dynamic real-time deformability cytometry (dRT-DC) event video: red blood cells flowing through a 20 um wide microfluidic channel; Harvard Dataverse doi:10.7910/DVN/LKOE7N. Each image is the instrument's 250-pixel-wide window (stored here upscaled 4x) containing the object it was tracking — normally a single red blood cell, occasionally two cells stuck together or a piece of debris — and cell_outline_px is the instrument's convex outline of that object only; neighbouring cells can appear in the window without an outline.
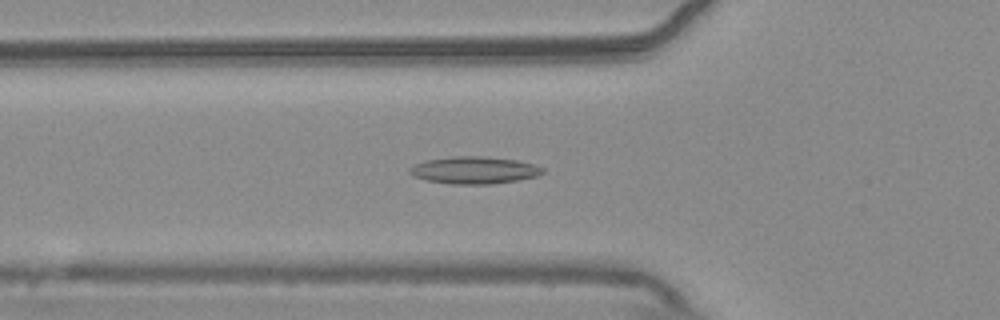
{"species": "common noctule bat (a hibernating species)", "species_latin": "Nyctalus noctula", "temperature_condition": "warm", "stored_images_in_passage": 54, "camera_frame_rate_fps": 3000, "um_per_image_px": 0.085, "animal": {"sex": "male", "body_mass_g": 20.4}, "frame": {"image": 1, "passage_image": 19, "time_ms": 6.0, "image_size_px": [1000, 320], "cell_outline_px": [[544, 172], [536, 176], [516, 180], [492, 184], [452, 184], [428, 180], [412, 176], [408, 172], [408, 168], [416, 164], [428, 160], [452, 156], [484, 156], [516, 160], [536, 164], [544, 168]], "centroid_in_image_um": [40.32, 14.46], "position_along_channel_um": 85.5, "area_um2": 21.04}}
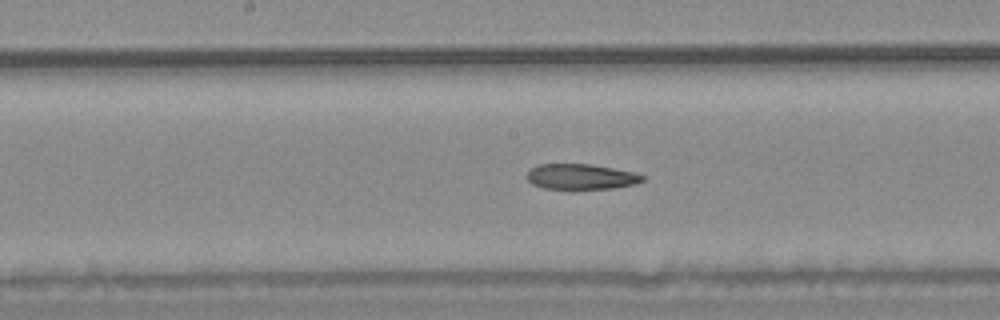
{"frame": {"image": 2, "passage_image": 28, "time_ms": 9.0, "image_size_px": [1000, 320], "cell_outline_px": [[644, 180], [636, 184], [612, 188], [544, 188], [532, 184], [528, 180], [528, 172], [532, 168], [540, 164], [592, 164], [632, 172], [644, 176]], "centroid_in_image_um": [49.39, 15.01], "position_along_channel_um": 198.8, "area_um2": 16.76}}
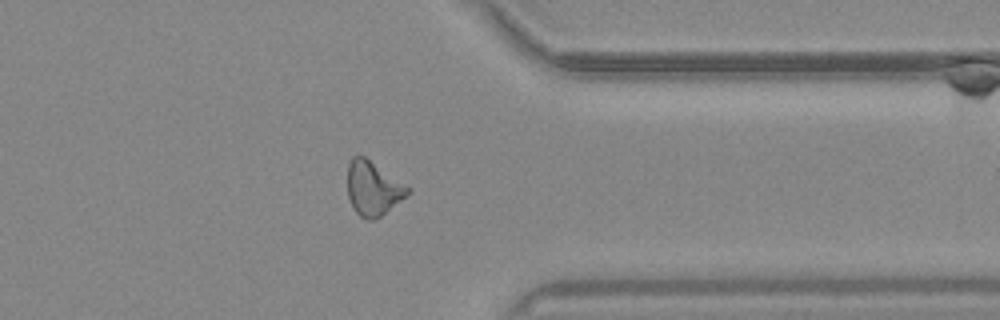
{"frame": {"image": 3, "passage_image": 43, "time_ms": 14.0, "image_size_px": [1000, 320], "cell_outline_px": [[412, 192], [408, 196], [376, 220], [368, 220], [360, 216], [352, 208], [348, 196], [348, 164], [352, 156], [364, 156], [408, 188]], "centroid_in_image_um": [31.69, 16.06], "position_along_channel_um": 379.7, "area_um2": 18.79}}